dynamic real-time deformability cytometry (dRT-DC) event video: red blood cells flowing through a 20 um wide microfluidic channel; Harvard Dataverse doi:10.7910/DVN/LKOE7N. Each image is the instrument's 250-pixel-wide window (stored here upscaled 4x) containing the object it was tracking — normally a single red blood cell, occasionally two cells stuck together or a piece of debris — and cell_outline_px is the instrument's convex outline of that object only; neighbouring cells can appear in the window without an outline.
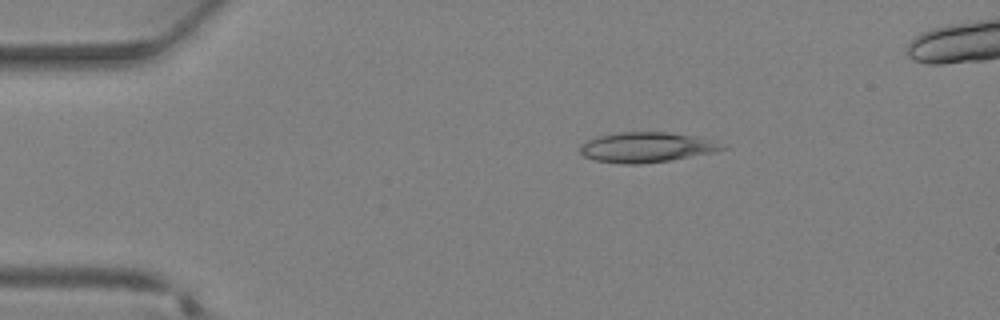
{"species": "Egyptian fruit bat (a non-hibernating species)", "species_latin": "Rousettus aegyptiacus", "temperature_condition": "warm", "stored_images_in_passage": 38, "camera_frame_rate_fps": 3000, "um_per_image_px": 0.085, "animal": {"sex": "female"}, "frame": {"image": 1, "passage_image": 8, "time_ms": 2.333, "image_size_px": [1000, 320], "cell_outline_px": [[728, 148], [712, 152], [672, 160], [636, 164], [624, 164], [596, 160], [584, 156], [580, 152], [580, 144], [596, 136], [620, 132], [668, 132], [708, 140], [720, 144]], "centroid_in_image_um": [54.87, 12.52], "position_along_channel_um": 30.1, "area_um2": 24.45}}
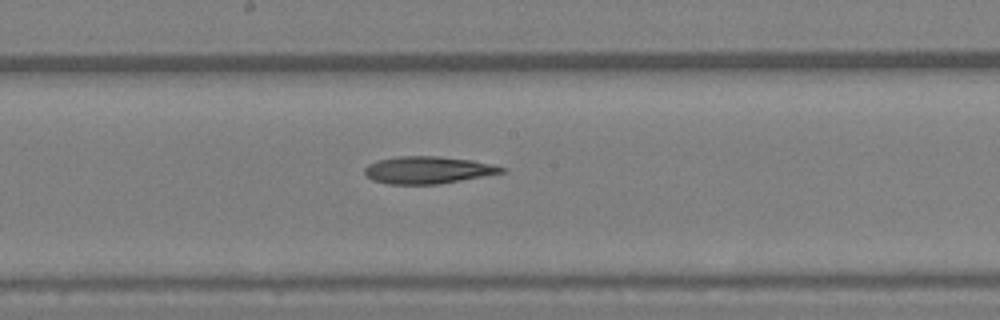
{"frame": {"image": 2, "passage_image": 21, "time_ms": 6.667, "image_size_px": [1000, 320], "cell_outline_px": [[508, 168], [504, 172], [440, 184], [388, 184], [372, 180], [364, 172], [364, 168], [368, 164], [376, 160], [396, 156], [440, 156], [472, 160], [492, 164]], "centroid_in_image_um": [36.35, 14.44], "position_along_channel_um": 211.8, "area_um2": 21.85}}
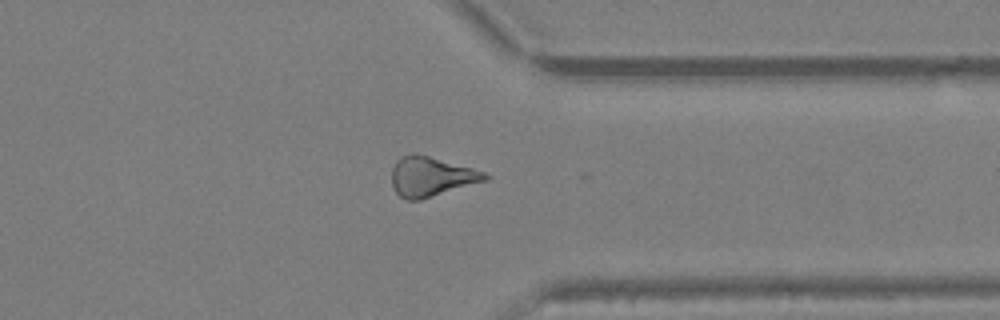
{"frame": {"image": 3, "passage_image": 30, "time_ms": 9.667, "image_size_px": [1000, 320], "cell_outline_px": [[492, 176], [488, 180], [420, 200], [408, 200], [400, 196], [396, 192], [392, 184], [392, 168], [396, 160], [400, 156], [412, 152], [416, 152], [472, 168], [484, 172]], "centroid_in_image_um": [36.64, 14.99], "position_along_channel_um": 374.8, "area_um2": 21.73}}